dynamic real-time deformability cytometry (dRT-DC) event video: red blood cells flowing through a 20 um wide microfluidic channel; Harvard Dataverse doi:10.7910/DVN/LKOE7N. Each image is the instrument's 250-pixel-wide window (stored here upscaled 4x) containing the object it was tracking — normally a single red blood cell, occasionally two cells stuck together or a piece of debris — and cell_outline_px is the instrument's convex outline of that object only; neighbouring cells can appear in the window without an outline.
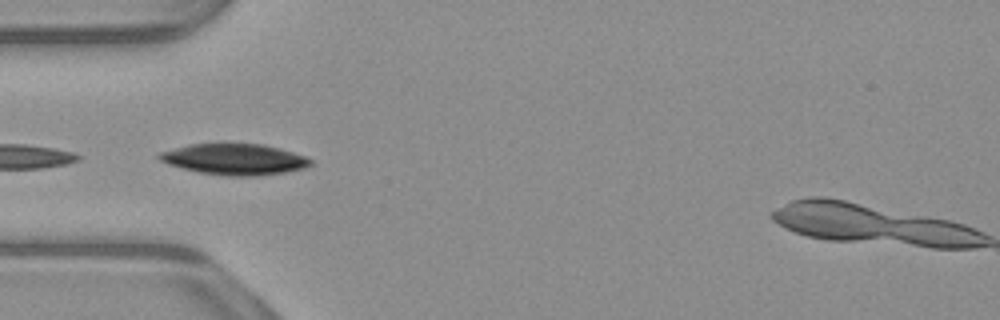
{"species": "common noctule bat (a hibernating species)", "species_latin": "Nyctalus noctula", "temperature_condition": "warm", "stored_images_in_passage": 13, "camera_frame_rate_fps": 3000, "um_per_image_px": 0.085, "animal": {"sex": "male", "body_mass_g": 23.1, "forearm_length_mm": 52.7}, "frame": {"image": 1, "passage_image": 4, "time_ms": 1.0, "image_size_px": [1000, 320], "cell_outline_px": [[312, 164], [304, 168], [284, 172], [256, 176], [224, 176], [196, 172], [168, 164], [160, 160], [156, 156], [160, 152], [188, 144], [220, 140], [224, 140], [264, 144], [280, 148], [304, 156], [312, 160]], "centroid_in_image_um": [19.87, 13.49], "position_along_channel_um": 65.1, "area_um2": 28.5}}